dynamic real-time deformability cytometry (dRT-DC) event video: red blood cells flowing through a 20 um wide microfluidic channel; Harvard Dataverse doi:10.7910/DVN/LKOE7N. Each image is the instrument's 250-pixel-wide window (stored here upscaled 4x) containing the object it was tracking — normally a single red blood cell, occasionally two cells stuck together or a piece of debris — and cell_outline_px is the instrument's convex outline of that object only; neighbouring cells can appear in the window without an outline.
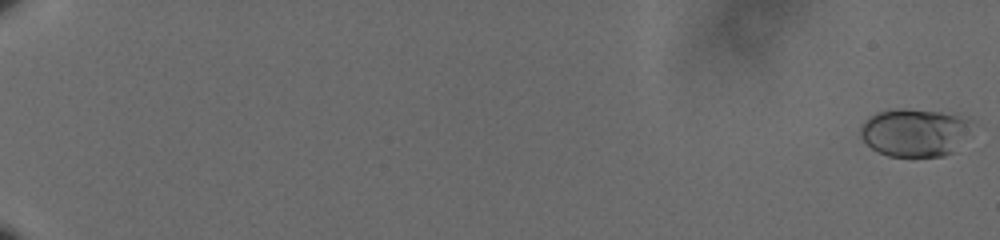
{"species": "human", "species_latin": "Homo sapiens", "temperature_condition": "cold", "stored_images_in_passage": 63, "camera_frame_rate_fps": 3000, "um_per_image_px": 0.085, "donor": {"sex": "male"}, "frame": {"image": 1, "passage_image": 1, "time_ms": 0.0, "image_size_px": [1000, 240], "cell_outline_px": [[968, 120], [952, 152], [944, 156], [888, 156], [872, 148], [860, 136], [860, 128], [876, 112], [896, 108], [904, 108], [940, 112], [956, 116]], "centroid_in_image_um": [77.58, 11.26], "position_along_channel_um": 7.4, "area_um2": 29.59}}
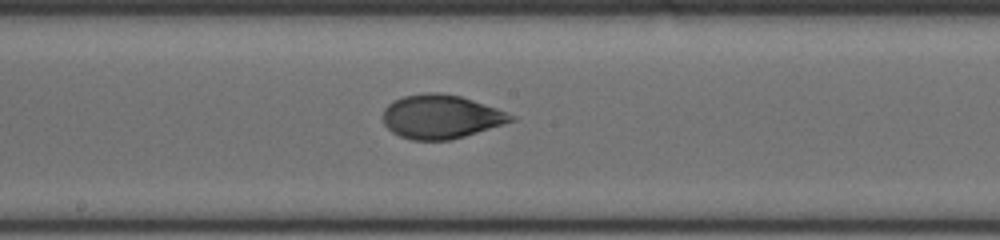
{"frame": {"image": 2, "passage_image": 38, "time_ms": 12.333, "image_size_px": [1000, 240], "cell_outline_px": [[516, 120], [504, 124], [464, 136], [448, 140], [412, 140], [400, 136], [392, 132], [384, 124], [384, 108], [392, 100], [404, 96], [424, 92], [440, 92], [460, 96], [496, 108], [516, 116]], "centroid_in_image_um": [37.47, 9.91], "position_along_channel_um": 210.7, "area_um2": 32.6}}
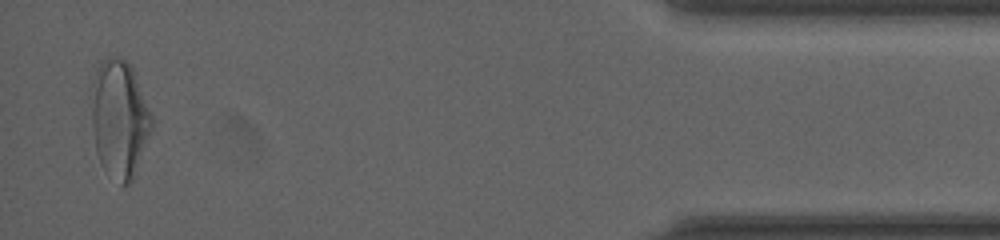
{"frame": {"image": 3, "passage_image": 61, "time_ms": 20.0, "image_size_px": [1000, 240], "cell_outline_px": [[152, 128], [132, 180], [128, 184], [120, 184], [100, 160], [96, 152], [92, 128], [92, 84], [96, 68], [100, 60], [116, 56], [124, 60], [132, 68], [152, 116]], "centroid_in_image_um": [10.14, 10.05], "position_along_channel_um": 425.1, "area_um2": 40.46}}